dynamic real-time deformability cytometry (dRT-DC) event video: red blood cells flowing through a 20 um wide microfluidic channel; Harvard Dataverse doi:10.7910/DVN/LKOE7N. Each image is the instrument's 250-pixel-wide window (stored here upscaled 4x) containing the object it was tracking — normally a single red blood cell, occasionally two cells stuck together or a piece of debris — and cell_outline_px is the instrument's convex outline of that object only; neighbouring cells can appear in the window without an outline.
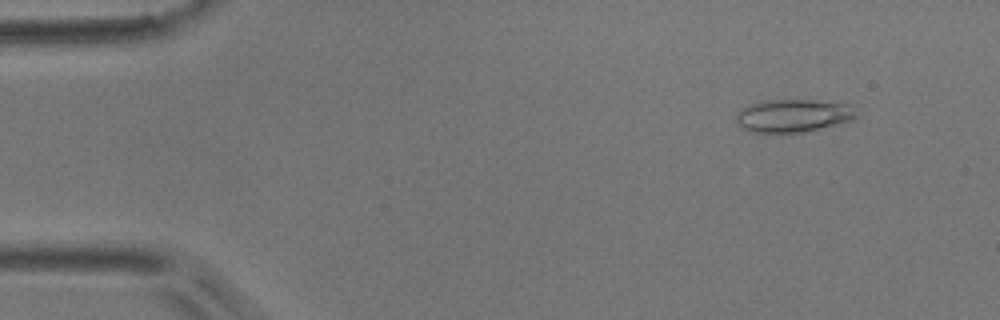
{"species": "common noctule bat (a hibernating species)", "species_latin": "Nyctalus noctula", "temperature_condition": "room temperature", "stored_images_in_passage": 6, "camera_frame_rate_fps": 3000, "um_per_image_px": 0.085, "animal": {"sex": "male", "body_mass_g": 17.9}, "frame": {"image": 1, "passage_image": 2, "time_ms": 1.0, "image_size_px": [1000, 320], "cell_outline_px": [[860, 116], [852, 120], [804, 132], [752, 132], [740, 128], [736, 120], [736, 112], [740, 108], [748, 104], [760, 100], [812, 100], [852, 104]], "centroid_in_image_um": [67.41, 9.81], "position_along_channel_um": 17.6, "area_um2": 23.41}}
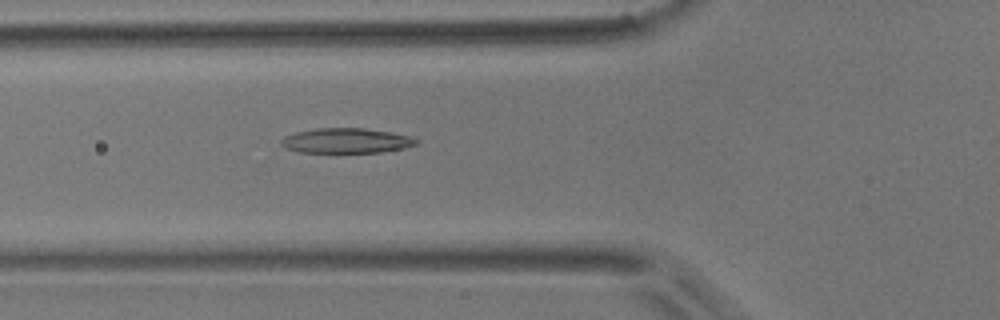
{"frame": {"image": 2, "passage_image": 6, "time_ms": 5.667, "image_size_px": [1000, 320], "cell_outline_px": [[416, 144], [404, 148], [380, 152], [300, 152], [284, 148], [280, 144], [280, 140], [284, 136], [296, 132], [316, 128], [364, 128], [392, 132], [408, 136], [416, 140]], "centroid_in_image_um": [29.37, 11.95], "position_along_channel_um": 96.4, "area_um2": 19.54}}